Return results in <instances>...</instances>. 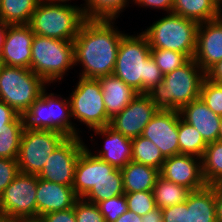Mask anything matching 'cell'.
Masks as SVG:
<instances>
[{
	"label": "cell",
	"instance_id": "6da1fadb",
	"mask_svg": "<svg viewBox=\"0 0 222 222\" xmlns=\"http://www.w3.org/2000/svg\"><path fill=\"white\" fill-rule=\"evenodd\" d=\"M114 23V19H86L83 22L73 41L74 64L82 66L79 77L97 79L113 74L124 35Z\"/></svg>",
	"mask_w": 222,
	"mask_h": 222
},
{
	"label": "cell",
	"instance_id": "7a4b0ae2",
	"mask_svg": "<svg viewBox=\"0 0 222 222\" xmlns=\"http://www.w3.org/2000/svg\"><path fill=\"white\" fill-rule=\"evenodd\" d=\"M113 75L139 94H147L162 82L164 74L151 56V48L142 32L123 35Z\"/></svg>",
	"mask_w": 222,
	"mask_h": 222
},
{
	"label": "cell",
	"instance_id": "3957f363",
	"mask_svg": "<svg viewBox=\"0 0 222 222\" xmlns=\"http://www.w3.org/2000/svg\"><path fill=\"white\" fill-rule=\"evenodd\" d=\"M205 78V71L192 58L185 65L164 74L162 82L147 95L159 109L179 111L184 105L200 98Z\"/></svg>",
	"mask_w": 222,
	"mask_h": 222
},
{
	"label": "cell",
	"instance_id": "277c9868",
	"mask_svg": "<svg viewBox=\"0 0 222 222\" xmlns=\"http://www.w3.org/2000/svg\"><path fill=\"white\" fill-rule=\"evenodd\" d=\"M86 17L83 7L40 0L29 25L34 34L64 41H74Z\"/></svg>",
	"mask_w": 222,
	"mask_h": 222
},
{
	"label": "cell",
	"instance_id": "5b68a950",
	"mask_svg": "<svg viewBox=\"0 0 222 222\" xmlns=\"http://www.w3.org/2000/svg\"><path fill=\"white\" fill-rule=\"evenodd\" d=\"M25 129L51 130L64 134L66 137H79L75 128L69 97L47 92L46 88L40 97L22 115ZM72 118V119H70Z\"/></svg>",
	"mask_w": 222,
	"mask_h": 222
},
{
	"label": "cell",
	"instance_id": "8992f818",
	"mask_svg": "<svg viewBox=\"0 0 222 222\" xmlns=\"http://www.w3.org/2000/svg\"><path fill=\"white\" fill-rule=\"evenodd\" d=\"M198 26V22L171 12L142 33L147 38L150 48L180 52L192 59L196 51Z\"/></svg>",
	"mask_w": 222,
	"mask_h": 222
},
{
	"label": "cell",
	"instance_id": "52a82bcc",
	"mask_svg": "<svg viewBox=\"0 0 222 222\" xmlns=\"http://www.w3.org/2000/svg\"><path fill=\"white\" fill-rule=\"evenodd\" d=\"M30 69L41 77L48 86L60 82L63 76L75 66L73 41H64L34 35L31 46Z\"/></svg>",
	"mask_w": 222,
	"mask_h": 222
},
{
	"label": "cell",
	"instance_id": "ba28073f",
	"mask_svg": "<svg viewBox=\"0 0 222 222\" xmlns=\"http://www.w3.org/2000/svg\"><path fill=\"white\" fill-rule=\"evenodd\" d=\"M47 85L31 69L1 65L0 101L9 105L18 115L27 111Z\"/></svg>",
	"mask_w": 222,
	"mask_h": 222
},
{
	"label": "cell",
	"instance_id": "9c48e42d",
	"mask_svg": "<svg viewBox=\"0 0 222 222\" xmlns=\"http://www.w3.org/2000/svg\"><path fill=\"white\" fill-rule=\"evenodd\" d=\"M69 95L72 117L85 124L90 131L110 124L101 85L98 79L80 77Z\"/></svg>",
	"mask_w": 222,
	"mask_h": 222
},
{
	"label": "cell",
	"instance_id": "30bf717a",
	"mask_svg": "<svg viewBox=\"0 0 222 222\" xmlns=\"http://www.w3.org/2000/svg\"><path fill=\"white\" fill-rule=\"evenodd\" d=\"M66 138L64 134L51 130L24 128L17 156L19 172L38 175L51 153Z\"/></svg>",
	"mask_w": 222,
	"mask_h": 222
},
{
	"label": "cell",
	"instance_id": "8fae6325",
	"mask_svg": "<svg viewBox=\"0 0 222 222\" xmlns=\"http://www.w3.org/2000/svg\"><path fill=\"white\" fill-rule=\"evenodd\" d=\"M37 175L19 172L0 194V212L11 218L37 220Z\"/></svg>",
	"mask_w": 222,
	"mask_h": 222
},
{
	"label": "cell",
	"instance_id": "7c38bea8",
	"mask_svg": "<svg viewBox=\"0 0 222 222\" xmlns=\"http://www.w3.org/2000/svg\"><path fill=\"white\" fill-rule=\"evenodd\" d=\"M80 137H67L51 153L44 168L37 175L38 178L65 186H72L77 160L86 146L82 137Z\"/></svg>",
	"mask_w": 222,
	"mask_h": 222
},
{
	"label": "cell",
	"instance_id": "4fadbf2b",
	"mask_svg": "<svg viewBox=\"0 0 222 222\" xmlns=\"http://www.w3.org/2000/svg\"><path fill=\"white\" fill-rule=\"evenodd\" d=\"M158 110L147 94H138L124 110L110 119L109 126L124 137L134 139L142 135Z\"/></svg>",
	"mask_w": 222,
	"mask_h": 222
},
{
	"label": "cell",
	"instance_id": "5bb4252c",
	"mask_svg": "<svg viewBox=\"0 0 222 222\" xmlns=\"http://www.w3.org/2000/svg\"><path fill=\"white\" fill-rule=\"evenodd\" d=\"M179 111L159 109L145 126L141 136L151 140L164 158L179 154Z\"/></svg>",
	"mask_w": 222,
	"mask_h": 222
},
{
	"label": "cell",
	"instance_id": "9a60e30c",
	"mask_svg": "<svg viewBox=\"0 0 222 222\" xmlns=\"http://www.w3.org/2000/svg\"><path fill=\"white\" fill-rule=\"evenodd\" d=\"M85 146L77 160L73 190L78 198H83L94 185L102 180H115V167L96 157Z\"/></svg>",
	"mask_w": 222,
	"mask_h": 222
},
{
	"label": "cell",
	"instance_id": "2e32d148",
	"mask_svg": "<svg viewBox=\"0 0 222 222\" xmlns=\"http://www.w3.org/2000/svg\"><path fill=\"white\" fill-rule=\"evenodd\" d=\"M160 176L191 191L207 186L202 173V160L193 155L177 154L165 158Z\"/></svg>",
	"mask_w": 222,
	"mask_h": 222
},
{
	"label": "cell",
	"instance_id": "e0dca14e",
	"mask_svg": "<svg viewBox=\"0 0 222 222\" xmlns=\"http://www.w3.org/2000/svg\"><path fill=\"white\" fill-rule=\"evenodd\" d=\"M34 35L29 24L6 25L0 63L30 69Z\"/></svg>",
	"mask_w": 222,
	"mask_h": 222
},
{
	"label": "cell",
	"instance_id": "ac0fdd59",
	"mask_svg": "<svg viewBox=\"0 0 222 222\" xmlns=\"http://www.w3.org/2000/svg\"><path fill=\"white\" fill-rule=\"evenodd\" d=\"M193 59L205 72L222 60V16L199 23Z\"/></svg>",
	"mask_w": 222,
	"mask_h": 222
},
{
	"label": "cell",
	"instance_id": "d6986e66",
	"mask_svg": "<svg viewBox=\"0 0 222 222\" xmlns=\"http://www.w3.org/2000/svg\"><path fill=\"white\" fill-rule=\"evenodd\" d=\"M77 199L72 186L49 182L37 176V219L51 212L70 209Z\"/></svg>",
	"mask_w": 222,
	"mask_h": 222
},
{
	"label": "cell",
	"instance_id": "ffe728a7",
	"mask_svg": "<svg viewBox=\"0 0 222 222\" xmlns=\"http://www.w3.org/2000/svg\"><path fill=\"white\" fill-rule=\"evenodd\" d=\"M92 131H94L96 135L105 137L103 148L97 153H93L96 157L101 158L118 169L124 168L132 161V139L124 137L109 125L94 128Z\"/></svg>",
	"mask_w": 222,
	"mask_h": 222
},
{
	"label": "cell",
	"instance_id": "44dd1931",
	"mask_svg": "<svg viewBox=\"0 0 222 222\" xmlns=\"http://www.w3.org/2000/svg\"><path fill=\"white\" fill-rule=\"evenodd\" d=\"M179 113L184 121L199 131L207 144L218 141L221 117L208 108L200 98L184 105Z\"/></svg>",
	"mask_w": 222,
	"mask_h": 222
},
{
	"label": "cell",
	"instance_id": "7402d4cb",
	"mask_svg": "<svg viewBox=\"0 0 222 222\" xmlns=\"http://www.w3.org/2000/svg\"><path fill=\"white\" fill-rule=\"evenodd\" d=\"M97 79L101 85L103 101L109 119H112L115 115L124 110L139 94L131 86L127 85L113 74L102 76Z\"/></svg>",
	"mask_w": 222,
	"mask_h": 222
},
{
	"label": "cell",
	"instance_id": "603a6c76",
	"mask_svg": "<svg viewBox=\"0 0 222 222\" xmlns=\"http://www.w3.org/2000/svg\"><path fill=\"white\" fill-rule=\"evenodd\" d=\"M222 0H173L172 13L198 23L222 16Z\"/></svg>",
	"mask_w": 222,
	"mask_h": 222
},
{
	"label": "cell",
	"instance_id": "cb8c5ba5",
	"mask_svg": "<svg viewBox=\"0 0 222 222\" xmlns=\"http://www.w3.org/2000/svg\"><path fill=\"white\" fill-rule=\"evenodd\" d=\"M125 193L153 191L160 176V170L154 167L130 161L121 169Z\"/></svg>",
	"mask_w": 222,
	"mask_h": 222
},
{
	"label": "cell",
	"instance_id": "d4e9b609",
	"mask_svg": "<svg viewBox=\"0 0 222 222\" xmlns=\"http://www.w3.org/2000/svg\"><path fill=\"white\" fill-rule=\"evenodd\" d=\"M189 222H217L214 189L205 188L192 191L186 200Z\"/></svg>",
	"mask_w": 222,
	"mask_h": 222
},
{
	"label": "cell",
	"instance_id": "484cf974",
	"mask_svg": "<svg viewBox=\"0 0 222 222\" xmlns=\"http://www.w3.org/2000/svg\"><path fill=\"white\" fill-rule=\"evenodd\" d=\"M40 0H1L0 22L6 25L29 24Z\"/></svg>",
	"mask_w": 222,
	"mask_h": 222
},
{
	"label": "cell",
	"instance_id": "4316f807",
	"mask_svg": "<svg viewBox=\"0 0 222 222\" xmlns=\"http://www.w3.org/2000/svg\"><path fill=\"white\" fill-rule=\"evenodd\" d=\"M192 191L159 176L153 187L156 207L160 209L183 203Z\"/></svg>",
	"mask_w": 222,
	"mask_h": 222
},
{
	"label": "cell",
	"instance_id": "83f0119b",
	"mask_svg": "<svg viewBox=\"0 0 222 222\" xmlns=\"http://www.w3.org/2000/svg\"><path fill=\"white\" fill-rule=\"evenodd\" d=\"M178 143L179 154H188L199 158L203 157L205 148L208 145L199 131L181 118L180 113L178 121Z\"/></svg>",
	"mask_w": 222,
	"mask_h": 222
},
{
	"label": "cell",
	"instance_id": "f1b7e54d",
	"mask_svg": "<svg viewBox=\"0 0 222 222\" xmlns=\"http://www.w3.org/2000/svg\"><path fill=\"white\" fill-rule=\"evenodd\" d=\"M81 4L86 19H114L129 6L130 0H84Z\"/></svg>",
	"mask_w": 222,
	"mask_h": 222
},
{
	"label": "cell",
	"instance_id": "f546056e",
	"mask_svg": "<svg viewBox=\"0 0 222 222\" xmlns=\"http://www.w3.org/2000/svg\"><path fill=\"white\" fill-rule=\"evenodd\" d=\"M201 160L206 184L222 183V142L218 140L209 143Z\"/></svg>",
	"mask_w": 222,
	"mask_h": 222
},
{
	"label": "cell",
	"instance_id": "4dcf8cb0",
	"mask_svg": "<svg viewBox=\"0 0 222 222\" xmlns=\"http://www.w3.org/2000/svg\"><path fill=\"white\" fill-rule=\"evenodd\" d=\"M24 128L23 116L19 115L8 123V129L0 130V158L17 159Z\"/></svg>",
	"mask_w": 222,
	"mask_h": 222
},
{
	"label": "cell",
	"instance_id": "1f68e13d",
	"mask_svg": "<svg viewBox=\"0 0 222 222\" xmlns=\"http://www.w3.org/2000/svg\"><path fill=\"white\" fill-rule=\"evenodd\" d=\"M132 161L161 170L165 158L151 140L140 135L132 139Z\"/></svg>",
	"mask_w": 222,
	"mask_h": 222
},
{
	"label": "cell",
	"instance_id": "d6a6232c",
	"mask_svg": "<svg viewBox=\"0 0 222 222\" xmlns=\"http://www.w3.org/2000/svg\"><path fill=\"white\" fill-rule=\"evenodd\" d=\"M125 194L121 169H115V180H102L83 197L88 202L97 204L108 198Z\"/></svg>",
	"mask_w": 222,
	"mask_h": 222
},
{
	"label": "cell",
	"instance_id": "836d02e7",
	"mask_svg": "<svg viewBox=\"0 0 222 222\" xmlns=\"http://www.w3.org/2000/svg\"><path fill=\"white\" fill-rule=\"evenodd\" d=\"M151 56L163 74L174 71L190 60L186 54L160 48H151Z\"/></svg>",
	"mask_w": 222,
	"mask_h": 222
},
{
	"label": "cell",
	"instance_id": "e575fe53",
	"mask_svg": "<svg viewBox=\"0 0 222 222\" xmlns=\"http://www.w3.org/2000/svg\"><path fill=\"white\" fill-rule=\"evenodd\" d=\"M200 99L218 116L222 117V83L205 78L200 89Z\"/></svg>",
	"mask_w": 222,
	"mask_h": 222
},
{
	"label": "cell",
	"instance_id": "d590c367",
	"mask_svg": "<svg viewBox=\"0 0 222 222\" xmlns=\"http://www.w3.org/2000/svg\"><path fill=\"white\" fill-rule=\"evenodd\" d=\"M128 210L143 216L156 208L153 191L125 193Z\"/></svg>",
	"mask_w": 222,
	"mask_h": 222
},
{
	"label": "cell",
	"instance_id": "8d00e7d4",
	"mask_svg": "<svg viewBox=\"0 0 222 222\" xmlns=\"http://www.w3.org/2000/svg\"><path fill=\"white\" fill-rule=\"evenodd\" d=\"M104 216L105 222H115L128 210L125 194L108 198L96 204Z\"/></svg>",
	"mask_w": 222,
	"mask_h": 222
},
{
	"label": "cell",
	"instance_id": "74e56055",
	"mask_svg": "<svg viewBox=\"0 0 222 222\" xmlns=\"http://www.w3.org/2000/svg\"><path fill=\"white\" fill-rule=\"evenodd\" d=\"M73 207L76 222H105L104 216L95 203L78 198Z\"/></svg>",
	"mask_w": 222,
	"mask_h": 222
},
{
	"label": "cell",
	"instance_id": "f35d334b",
	"mask_svg": "<svg viewBox=\"0 0 222 222\" xmlns=\"http://www.w3.org/2000/svg\"><path fill=\"white\" fill-rule=\"evenodd\" d=\"M19 173L17 159L0 158V194Z\"/></svg>",
	"mask_w": 222,
	"mask_h": 222
},
{
	"label": "cell",
	"instance_id": "ab89813d",
	"mask_svg": "<svg viewBox=\"0 0 222 222\" xmlns=\"http://www.w3.org/2000/svg\"><path fill=\"white\" fill-rule=\"evenodd\" d=\"M163 222H189V210L186 201L161 209Z\"/></svg>",
	"mask_w": 222,
	"mask_h": 222
},
{
	"label": "cell",
	"instance_id": "60d3db41",
	"mask_svg": "<svg viewBox=\"0 0 222 222\" xmlns=\"http://www.w3.org/2000/svg\"><path fill=\"white\" fill-rule=\"evenodd\" d=\"M36 222H76L74 207L42 215Z\"/></svg>",
	"mask_w": 222,
	"mask_h": 222
},
{
	"label": "cell",
	"instance_id": "b9f144b4",
	"mask_svg": "<svg viewBox=\"0 0 222 222\" xmlns=\"http://www.w3.org/2000/svg\"><path fill=\"white\" fill-rule=\"evenodd\" d=\"M132 2L137 6L164 10L167 14L172 12L173 7V0H132Z\"/></svg>",
	"mask_w": 222,
	"mask_h": 222
},
{
	"label": "cell",
	"instance_id": "7bdbcfd3",
	"mask_svg": "<svg viewBox=\"0 0 222 222\" xmlns=\"http://www.w3.org/2000/svg\"><path fill=\"white\" fill-rule=\"evenodd\" d=\"M18 116L9 105L0 101V130L8 129V123H12Z\"/></svg>",
	"mask_w": 222,
	"mask_h": 222
},
{
	"label": "cell",
	"instance_id": "ee69618b",
	"mask_svg": "<svg viewBox=\"0 0 222 222\" xmlns=\"http://www.w3.org/2000/svg\"><path fill=\"white\" fill-rule=\"evenodd\" d=\"M206 78L215 83H222V60L215 63L205 72Z\"/></svg>",
	"mask_w": 222,
	"mask_h": 222
},
{
	"label": "cell",
	"instance_id": "f6af8a7d",
	"mask_svg": "<svg viewBox=\"0 0 222 222\" xmlns=\"http://www.w3.org/2000/svg\"><path fill=\"white\" fill-rule=\"evenodd\" d=\"M210 186L214 189L217 222H222V183Z\"/></svg>",
	"mask_w": 222,
	"mask_h": 222
},
{
	"label": "cell",
	"instance_id": "bcb514c9",
	"mask_svg": "<svg viewBox=\"0 0 222 222\" xmlns=\"http://www.w3.org/2000/svg\"><path fill=\"white\" fill-rule=\"evenodd\" d=\"M141 222H163V214L159 207L154 208L150 212L143 215Z\"/></svg>",
	"mask_w": 222,
	"mask_h": 222
},
{
	"label": "cell",
	"instance_id": "7dc6e473",
	"mask_svg": "<svg viewBox=\"0 0 222 222\" xmlns=\"http://www.w3.org/2000/svg\"><path fill=\"white\" fill-rule=\"evenodd\" d=\"M141 216L137 215L135 212L127 210L121 216L117 218L115 222H141Z\"/></svg>",
	"mask_w": 222,
	"mask_h": 222
},
{
	"label": "cell",
	"instance_id": "c3c4849f",
	"mask_svg": "<svg viewBox=\"0 0 222 222\" xmlns=\"http://www.w3.org/2000/svg\"><path fill=\"white\" fill-rule=\"evenodd\" d=\"M5 33H6V24H3L2 22H0V57H1V53H2V47H3Z\"/></svg>",
	"mask_w": 222,
	"mask_h": 222
},
{
	"label": "cell",
	"instance_id": "681fc988",
	"mask_svg": "<svg viewBox=\"0 0 222 222\" xmlns=\"http://www.w3.org/2000/svg\"><path fill=\"white\" fill-rule=\"evenodd\" d=\"M0 222H23L22 220L11 218L8 215L0 212Z\"/></svg>",
	"mask_w": 222,
	"mask_h": 222
},
{
	"label": "cell",
	"instance_id": "f907efd6",
	"mask_svg": "<svg viewBox=\"0 0 222 222\" xmlns=\"http://www.w3.org/2000/svg\"><path fill=\"white\" fill-rule=\"evenodd\" d=\"M48 2H51V3H58V4H66L67 5V2H71V0H46Z\"/></svg>",
	"mask_w": 222,
	"mask_h": 222
},
{
	"label": "cell",
	"instance_id": "816d5d0a",
	"mask_svg": "<svg viewBox=\"0 0 222 222\" xmlns=\"http://www.w3.org/2000/svg\"><path fill=\"white\" fill-rule=\"evenodd\" d=\"M218 140L222 142V117H221L220 125H219V136H218Z\"/></svg>",
	"mask_w": 222,
	"mask_h": 222
}]
</instances>
